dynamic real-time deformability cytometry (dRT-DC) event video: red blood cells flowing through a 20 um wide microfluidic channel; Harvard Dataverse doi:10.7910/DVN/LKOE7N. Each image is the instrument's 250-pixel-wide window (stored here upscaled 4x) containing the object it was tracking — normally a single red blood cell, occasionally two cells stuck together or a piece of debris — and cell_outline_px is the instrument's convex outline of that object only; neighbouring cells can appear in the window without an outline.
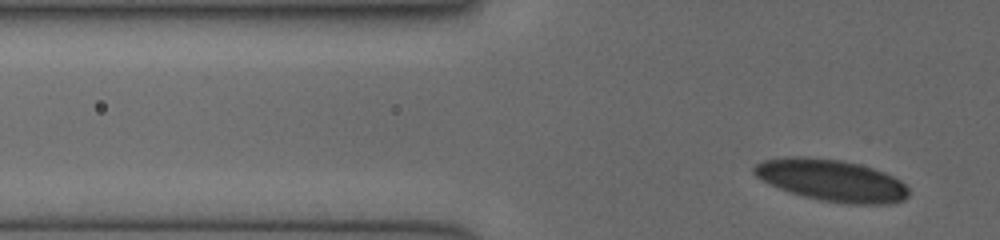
{"species": "human", "species_latin": "Homo sapiens", "temperature_condition": "cold", "stored_images_in_passage": 14, "segment_of_instrument_passage": [2, 2], "camera_frame_rate_fps": 3000, "um_per_image_px": 0.085, "donor": {"sex": "female"}, "frame": {"image": 1, "passage_image": 14, "time_ms": 8.667, "image_size_px": [1000, 240], "cell_outline_px": [[908, 196], [904, 200], [892, 204], [852, 204], [820, 200], [804, 196], [780, 188], [756, 176], [752, 172], [752, 168], [756, 164], [764, 160], [784, 156], [808, 156], [840, 160], [860, 164], [884, 172], [900, 180], [908, 188]], "centroid_in_image_um": [70.7, 15.32], "position_along_channel_um": 55.1, "area_um2": 37.57}}